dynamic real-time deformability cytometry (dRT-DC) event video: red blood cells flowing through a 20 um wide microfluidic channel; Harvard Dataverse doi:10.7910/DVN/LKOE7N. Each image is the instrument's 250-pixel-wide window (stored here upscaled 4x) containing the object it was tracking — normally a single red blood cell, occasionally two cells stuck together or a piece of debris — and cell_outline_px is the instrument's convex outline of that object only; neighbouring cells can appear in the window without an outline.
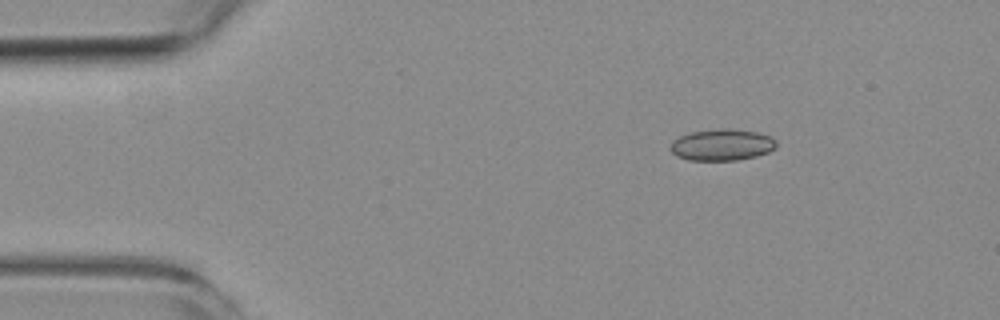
{"species": "common noctule bat (a hibernating species)", "species_latin": "Nyctalus noctula", "temperature_condition": "room temperature", "stored_images_in_passage": 5, "camera_frame_rate_fps": 3000, "um_per_image_px": 0.085, "animal": {"sex": "female", "body_mass_g": 19.3, "forearm_length_mm": 54.1}, "frame": {"image": 1, "passage_image": 1, "time_ms": 0.0, "image_size_px": [1000, 320], "cell_outline_px": [[776, 148], [768, 152], [756, 156], [736, 160], [688, 160], [676, 156], [668, 148], [672, 140], [680, 136], [692, 132], [720, 128], [732, 128], [756, 132], [772, 136], [776, 140]], "centroid_in_image_um": [61.36, 12.3], "position_along_channel_um": 23.6, "area_um2": 19.65}}
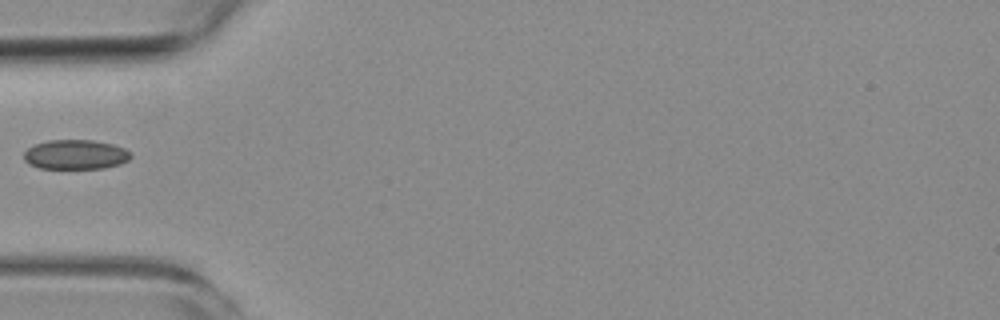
{"frame": {"image": 2, "passage_image": 4, "time_ms": 3.333, "image_size_px": [1000, 320], "cell_outline_px": [[132, 156], [128, 160], [120, 164], [104, 168], [40, 168], [28, 164], [24, 160], [24, 152], [28, 148], [36, 144], [48, 140], [92, 140], [112, 144], [124, 148], [132, 152]], "centroid_in_image_um": [6.43, 13.13], "position_along_channel_um": 78.6, "area_um2": 18.44}}
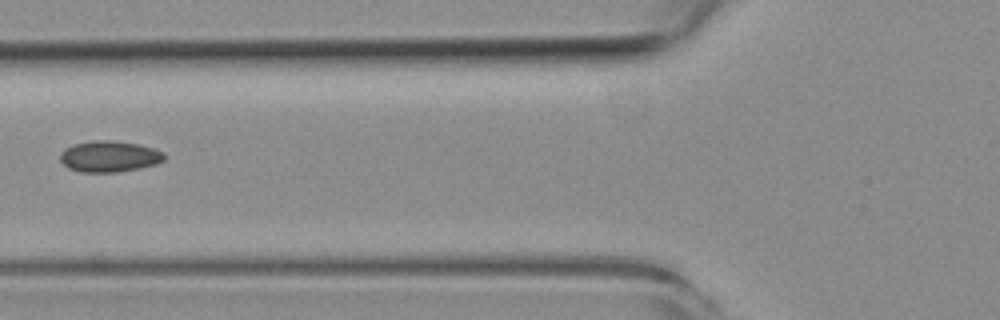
{"frame": {"image": 3, "passage_image": 5, "time_ms": 4.333, "image_size_px": [1000, 320], "cell_outline_px": [[164, 160], [156, 164], [140, 168], [116, 172], [80, 172], [68, 168], [60, 160], [60, 152], [64, 148], [76, 144], [96, 140], [112, 140], [136, 144], [152, 148], [164, 152]], "centroid_in_image_um": [9.27, 13.3], "position_along_channel_um": 116.5, "area_um2": 18.79}}